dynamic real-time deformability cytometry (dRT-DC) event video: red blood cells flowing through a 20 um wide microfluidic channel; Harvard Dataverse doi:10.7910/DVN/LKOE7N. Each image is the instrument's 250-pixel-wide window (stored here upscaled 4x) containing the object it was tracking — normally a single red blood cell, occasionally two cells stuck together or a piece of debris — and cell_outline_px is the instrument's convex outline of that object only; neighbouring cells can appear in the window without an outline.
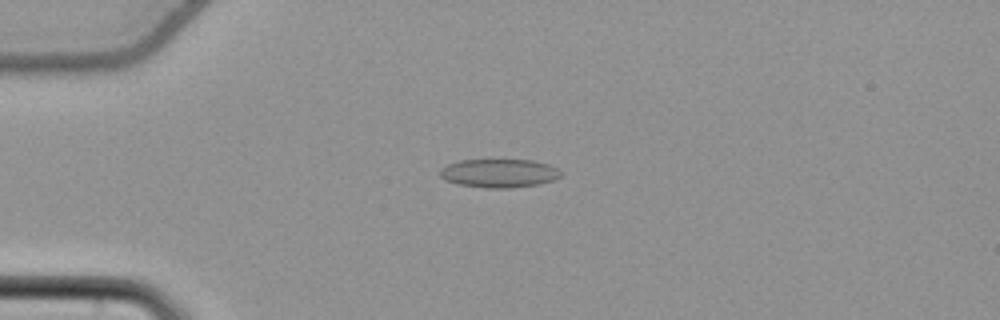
{"species": "common noctule bat (a hibernating species)", "species_latin": "Nyctalus noctula", "temperature_condition": "cold", "stored_images_in_passage": 55, "camera_frame_rate_fps": 3000, "um_per_image_px": 0.085, "animal": {"sex": "female", "body_mass_g": 22.7, "forearm_length_mm": 54.2}, "frame": {"image": 1, "passage_image": 15, "time_ms": 4.667, "image_size_px": [1000, 320], "cell_outline_px": [[564, 172], [560, 176], [552, 180], [540, 184], [512, 188], [488, 188], [456, 184], [444, 180], [440, 176], [440, 168], [448, 164], [460, 160], [532, 160], [548, 164]], "centroid_in_image_um": [42.41, 14.73], "position_along_channel_um": 42.6, "area_um2": 20.23}}
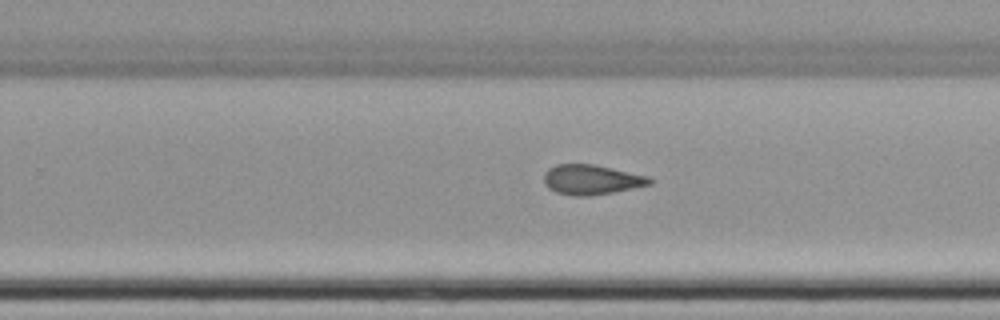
{"frame": {"image": 2, "passage_image": 36, "time_ms": 11.667, "image_size_px": [1000, 320], "cell_outline_px": [[652, 184], [612, 192], [588, 196], [572, 196], [556, 192], [548, 188], [544, 184], [544, 172], [548, 168], [556, 164], [592, 164], [612, 168], [648, 176], [652, 180]], "centroid_in_image_um": [50.23, 15.27], "position_along_channel_um": 279.6, "area_um2": 18.38}}
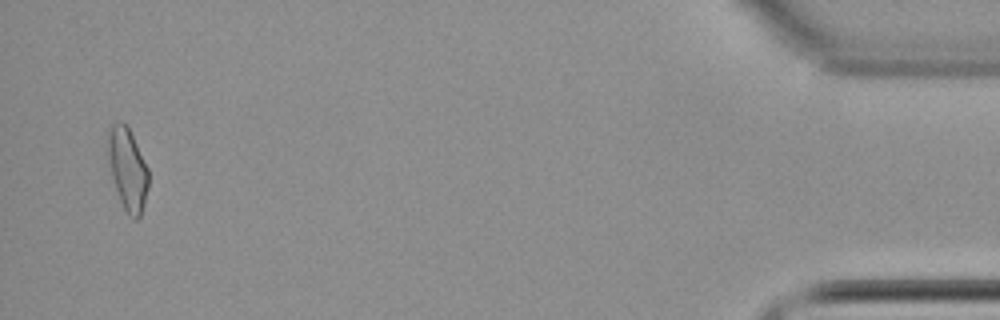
{"frame": {"image": 3, "passage_image": 54, "time_ms": 17.667, "image_size_px": [1000, 320], "cell_outline_px": [[148, 188], [144, 204], [140, 216], [136, 220], [128, 216], [120, 200], [112, 176], [104, 140], [108, 124], [120, 120], [128, 124], [148, 168]], "centroid_in_image_um": [10.8, 14.25], "position_along_channel_um": 424.4, "area_um2": 20.11}, "authors_computed_cell_mechanics": {"area_um2": 18.9006, "velocity_mm_per_s": 3.8078, "shape_relaxation_time_tau1_ms": null, "shape_relaxation_time_tau2_ms": 2.5117, "deformation_change_tau1": null, "deformation_change_tau2": 0.0859}}